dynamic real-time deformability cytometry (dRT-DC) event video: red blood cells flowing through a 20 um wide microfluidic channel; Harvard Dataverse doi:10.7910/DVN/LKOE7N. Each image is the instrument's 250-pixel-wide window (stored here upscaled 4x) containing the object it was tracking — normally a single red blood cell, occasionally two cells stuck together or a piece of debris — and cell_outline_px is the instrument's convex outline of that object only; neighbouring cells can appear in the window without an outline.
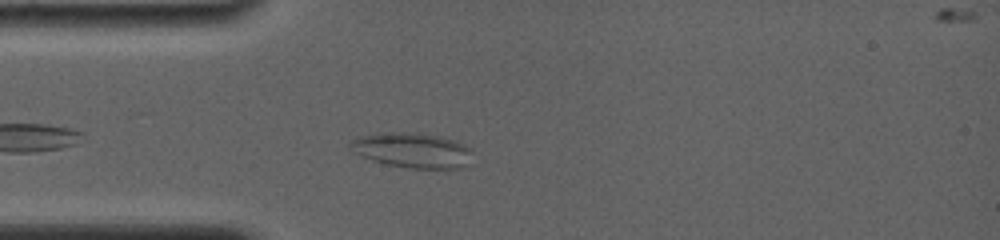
{"species": "common noctule bat (a hibernating species)", "species_latin": "Nyctalus noctula", "temperature_condition": "room temperature", "stored_images_in_passage": 50, "camera_frame_rate_fps": 4000, "um_per_image_px": 0.085, "animal": {"sex": "female", "body_mass_g": 19.0, "forearm_length_mm": 56.7}, "frame": {"image": 1, "passage_image": 6, "time_ms": 1.25, "image_size_px": [1000, 240], "cell_outline_px": [[468, 152], [464, 164], [460, 168], [412, 168], [388, 164], [372, 160], [360, 156], [348, 148], [348, 144], [356, 136], [380, 132], [420, 132], [440, 136], [464, 144], [468, 148]], "centroid_in_image_um": [34.9, 12.73], "position_along_channel_um": 50.1, "area_um2": 24.68}}
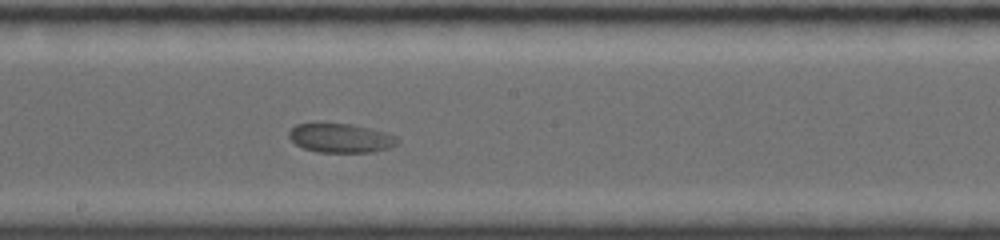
{"frame": {"image": 2, "passage_image": 25, "time_ms": 6.0, "image_size_px": [1000, 240], "cell_outline_px": [[400, 140], [396, 144], [388, 148], [372, 152], [316, 152], [304, 148], [296, 144], [288, 136], [288, 132], [296, 124], [352, 124], [384, 132], [396, 136]], "centroid_in_image_um": [28.96, 11.74], "position_along_channel_um": 219.2, "area_um2": 18.15}}
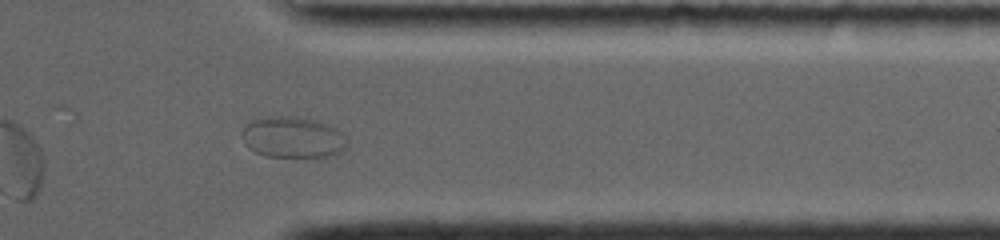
{"frame": {"image": 3, "passage_image": 44, "time_ms": 10.5, "image_size_px": [1000, 240], "cell_outline_px": [[348, 148], [336, 156], [268, 156], [256, 152], [248, 148], [244, 144], [244, 128], [252, 120], [268, 116], [296, 116], [316, 120], [328, 124], [344, 132], [348, 144]], "centroid_in_image_um": [24.97, 11.66], "position_along_channel_um": 386.4, "area_um2": 25.37}}